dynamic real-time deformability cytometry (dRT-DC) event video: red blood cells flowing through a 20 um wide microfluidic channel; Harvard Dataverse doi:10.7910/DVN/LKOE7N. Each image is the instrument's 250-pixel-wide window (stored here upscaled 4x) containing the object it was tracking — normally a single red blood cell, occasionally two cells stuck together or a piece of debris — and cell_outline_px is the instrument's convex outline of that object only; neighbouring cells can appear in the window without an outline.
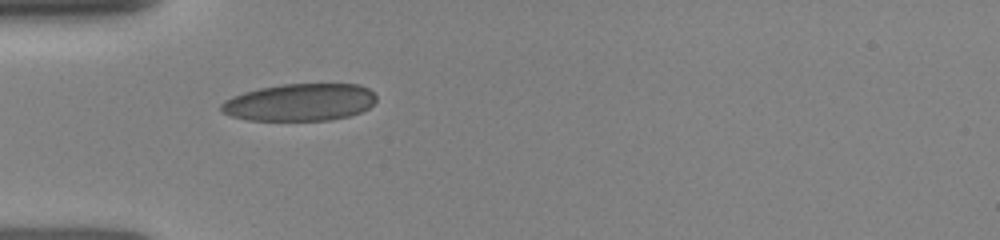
{"species": "human", "species_latin": "Homo sapiens", "temperature_condition": "room temperature", "stored_images_in_passage": 59, "camera_frame_rate_fps": 3000, "um_per_image_px": 0.085, "donor": {"sex": "female"}, "frame": {"image": 1, "passage_image": 1, "time_ms": 0.0, "image_size_px": [1000, 240], "cell_outline_px": [[376, 100], [368, 108], [360, 112], [348, 116], [328, 120], [248, 120], [232, 116], [224, 112], [220, 108], [220, 104], [224, 100], [232, 96], [244, 92], [260, 88], [284, 84], [360, 84], [368, 88], [376, 96]], "centroid_in_image_um": [25.48, 8.69], "position_along_channel_um": 59.5, "area_um2": 33.58}}
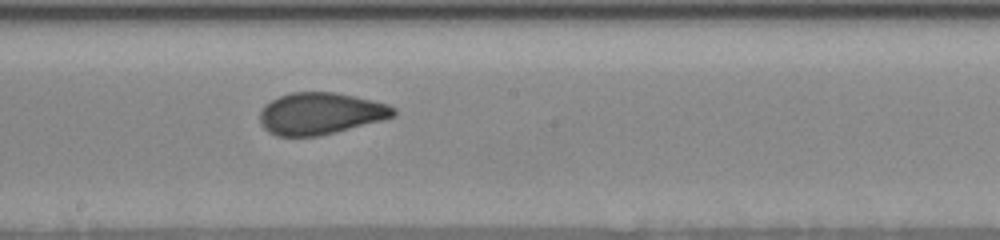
{"frame": {"image": 2, "passage_image": 18, "time_ms": 4.0, "image_size_px": [1000, 240], "cell_outline_px": [[396, 116], [336, 132], [320, 136], [276, 136], [268, 132], [260, 124], [260, 112], [264, 104], [280, 96], [292, 92], [336, 92], [372, 100], [388, 104], [396, 108]], "centroid_in_image_um": [27.23, 9.65], "position_along_channel_um": 221.0, "area_um2": 32.66}}
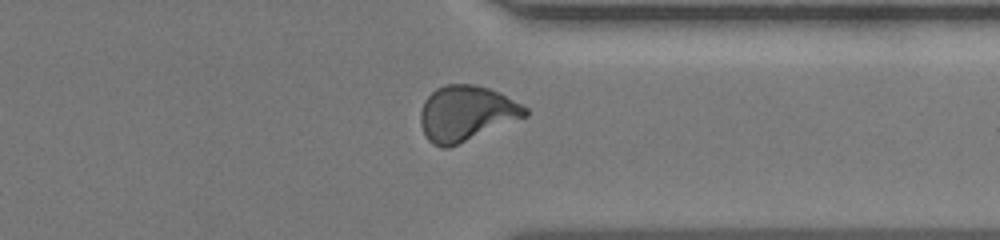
{"frame": {"image": 3, "passage_image": 38, "time_ms": 7.667, "image_size_px": [1000, 240], "cell_outline_px": [[528, 116], [448, 148], [440, 148], [432, 144], [428, 140], [420, 124], [420, 112], [424, 100], [436, 88], [444, 84], [476, 84], [500, 92], [528, 108]], "centroid_in_image_um": [39.62, 9.63], "position_along_channel_um": 371.8, "area_um2": 33.93}}